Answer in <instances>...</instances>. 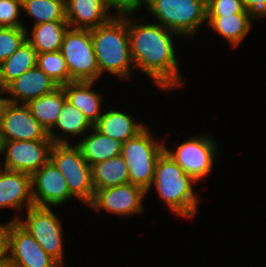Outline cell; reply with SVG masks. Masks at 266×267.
Instances as JSON below:
<instances>
[{
  "mask_svg": "<svg viewBox=\"0 0 266 267\" xmlns=\"http://www.w3.org/2000/svg\"><path fill=\"white\" fill-rule=\"evenodd\" d=\"M135 12L137 10L128 11V34L135 70L147 75L161 92L182 88L187 78L179 68L180 58L177 59L175 39L180 35L154 21L146 22L142 16L136 17Z\"/></svg>",
  "mask_w": 266,
  "mask_h": 267,
  "instance_id": "cell-1",
  "label": "cell"
},
{
  "mask_svg": "<svg viewBox=\"0 0 266 267\" xmlns=\"http://www.w3.org/2000/svg\"><path fill=\"white\" fill-rule=\"evenodd\" d=\"M90 31L100 80L108 74L120 81H134L132 74L135 65L129 42L128 11L116 12L106 23Z\"/></svg>",
  "mask_w": 266,
  "mask_h": 267,
  "instance_id": "cell-2",
  "label": "cell"
},
{
  "mask_svg": "<svg viewBox=\"0 0 266 267\" xmlns=\"http://www.w3.org/2000/svg\"><path fill=\"white\" fill-rule=\"evenodd\" d=\"M197 185L198 182L164 152L157 161L153 183L147 195L154 188L156 195L171 214L191 220L202 204V198L195 190Z\"/></svg>",
  "mask_w": 266,
  "mask_h": 267,
  "instance_id": "cell-3",
  "label": "cell"
},
{
  "mask_svg": "<svg viewBox=\"0 0 266 267\" xmlns=\"http://www.w3.org/2000/svg\"><path fill=\"white\" fill-rule=\"evenodd\" d=\"M206 7V0H140L137 11L145 8L148 12L145 15L153 16L155 23L189 41L199 33L202 25L206 27Z\"/></svg>",
  "mask_w": 266,
  "mask_h": 267,
  "instance_id": "cell-4",
  "label": "cell"
},
{
  "mask_svg": "<svg viewBox=\"0 0 266 267\" xmlns=\"http://www.w3.org/2000/svg\"><path fill=\"white\" fill-rule=\"evenodd\" d=\"M153 132L148 125L137 136L124 142L121 151V156L128 168L129 182L143 188L146 192L153 183L156 164L165 152L164 141L167 140L157 139Z\"/></svg>",
  "mask_w": 266,
  "mask_h": 267,
  "instance_id": "cell-5",
  "label": "cell"
},
{
  "mask_svg": "<svg viewBox=\"0 0 266 267\" xmlns=\"http://www.w3.org/2000/svg\"><path fill=\"white\" fill-rule=\"evenodd\" d=\"M189 139L177 143L174 147L167 146L165 143V153L173 159L183 171L191 176L198 184L204 179L209 178L219 161L220 148L218 142L212 138L211 134L200 133L188 137ZM170 147V148H169ZM214 166V167H213ZM200 182V183H199Z\"/></svg>",
  "mask_w": 266,
  "mask_h": 267,
  "instance_id": "cell-6",
  "label": "cell"
},
{
  "mask_svg": "<svg viewBox=\"0 0 266 267\" xmlns=\"http://www.w3.org/2000/svg\"><path fill=\"white\" fill-rule=\"evenodd\" d=\"M56 209L32 206L25 211L26 215L21 214L17 222L33 236L48 255L64 267L65 227L62 225V217L55 212Z\"/></svg>",
  "mask_w": 266,
  "mask_h": 267,
  "instance_id": "cell-7",
  "label": "cell"
},
{
  "mask_svg": "<svg viewBox=\"0 0 266 267\" xmlns=\"http://www.w3.org/2000/svg\"><path fill=\"white\" fill-rule=\"evenodd\" d=\"M50 161L67 182L70 195L88 206L94 196L91 166L76 144H53Z\"/></svg>",
  "mask_w": 266,
  "mask_h": 267,
  "instance_id": "cell-8",
  "label": "cell"
},
{
  "mask_svg": "<svg viewBox=\"0 0 266 267\" xmlns=\"http://www.w3.org/2000/svg\"><path fill=\"white\" fill-rule=\"evenodd\" d=\"M60 52L73 81H99L100 70L88 29L70 28L66 31Z\"/></svg>",
  "mask_w": 266,
  "mask_h": 267,
  "instance_id": "cell-9",
  "label": "cell"
},
{
  "mask_svg": "<svg viewBox=\"0 0 266 267\" xmlns=\"http://www.w3.org/2000/svg\"><path fill=\"white\" fill-rule=\"evenodd\" d=\"M147 192L130 182L119 186L99 189L94 192L89 210L97 214L106 211L107 215H116L120 218H130L145 214L144 201Z\"/></svg>",
  "mask_w": 266,
  "mask_h": 267,
  "instance_id": "cell-10",
  "label": "cell"
},
{
  "mask_svg": "<svg viewBox=\"0 0 266 267\" xmlns=\"http://www.w3.org/2000/svg\"><path fill=\"white\" fill-rule=\"evenodd\" d=\"M6 258L10 267H62L17 221H6Z\"/></svg>",
  "mask_w": 266,
  "mask_h": 267,
  "instance_id": "cell-11",
  "label": "cell"
},
{
  "mask_svg": "<svg viewBox=\"0 0 266 267\" xmlns=\"http://www.w3.org/2000/svg\"><path fill=\"white\" fill-rule=\"evenodd\" d=\"M0 144L2 168L32 175L50 160V150L54 143L52 140H31Z\"/></svg>",
  "mask_w": 266,
  "mask_h": 267,
  "instance_id": "cell-12",
  "label": "cell"
},
{
  "mask_svg": "<svg viewBox=\"0 0 266 267\" xmlns=\"http://www.w3.org/2000/svg\"><path fill=\"white\" fill-rule=\"evenodd\" d=\"M52 140L26 104L8 102L0 124V142Z\"/></svg>",
  "mask_w": 266,
  "mask_h": 267,
  "instance_id": "cell-13",
  "label": "cell"
},
{
  "mask_svg": "<svg viewBox=\"0 0 266 267\" xmlns=\"http://www.w3.org/2000/svg\"><path fill=\"white\" fill-rule=\"evenodd\" d=\"M31 185L34 206L57 208L74 200L66 180L50 160L31 175Z\"/></svg>",
  "mask_w": 266,
  "mask_h": 267,
  "instance_id": "cell-14",
  "label": "cell"
},
{
  "mask_svg": "<svg viewBox=\"0 0 266 267\" xmlns=\"http://www.w3.org/2000/svg\"><path fill=\"white\" fill-rule=\"evenodd\" d=\"M34 206L31 175L0 168V209L16 211L9 221H17L22 212ZM23 210V211H22Z\"/></svg>",
  "mask_w": 266,
  "mask_h": 267,
  "instance_id": "cell-15",
  "label": "cell"
},
{
  "mask_svg": "<svg viewBox=\"0 0 266 267\" xmlns=\"http://www.w3.org/2000/svg\"><path fill=\"white\" fill-rule=\"evenodd\" d=\"M60 86L37 66L12 81L5 89L11 103L27 104L40 96L54 92Z\"/></svg>",
  "mask_w": 266,
  "mask_h": 267,
  "instance_id": "cell-16",
  "label": "cell"
},
{
  "mask_svg": "<svg viewBox=\"0 0 266 267\" xmlns=\"http://www.w3.org/2000/svg\"><path fill=\"white\" fill-rule=\"evenodd\" d=\"M116 12L106 0H66V19L69 27L74 29H94Z\"/></svg>",
  "mask_w": 266,
  "mask_h": 267,
  "instance_id": "cell-17",
  "label": "cell"
},
{
  "mask_svg": "<svg viewBox=\"0 0 266 267\" xmlns=\"http://www.w3.org/2000/svg\"><path fill=\"white\" fill-rule=\"evenodd\" d=\"M134 117L132 113L123 111L122 107L118 106L117 109L115 106L110 109L107 107L93 127L101 134L124 143L148 126L144 121H137Z\"/></svg>",
  "mask_w": 266,
  "mask_h": 267,
  "instance_id": "cell-18",
  "label": "cell"
},
{
  "mask_svg": "<svg viewBox=\"0 0 266 267\" xmlns=\"http://www.w3.org/2000/svg\"><path fill=\"white\" fill-rule=\"evenodd\" d=\"M98 83V81L97 83L96 81H73L61 86L67 101L82 111L92 125L99 120L106 107L103 94L95 89Z\"/></svg>",
  "mask_w": 266,
  "mask_h": 267,
  "instance_id": "cell-19",
  "label": "cell"
},
{
  "mask_svg": "<svg viewBox=\"0 0 266 267\" xmlns=\"http://www.w3.org/2000/svg\"><path fill=\"white\" fill-rule=\"evenodd\" d=\"M92 128L93 125L82 111L66 100L56 124L48 135L54 144H76Z\"/></svg>",
  "mask_w": 266,
  "mask_h": 267,
  "instance_id": "cell-20",
  "label": "cell"
},
{
  "mask_svg": "<svg viewBox=\"0 0 266 267\" xmlns=\"http://www.w3.org/2000/svg\"><path fill=\"white\" fill-rule=\"evenodd\" d=\"M255 23L248 13H235L231 15H207V25L218 37L228 42L230 48L242 45Z\"/></svg>",
  "mask_w": 266,
  "mask_h": 267,
  "instance_id": "cell-21",
  "label": "cell"
},
{
  "mask_svg": "<svg viewBox=\"0 0 266 267\" xmlns=\"http://www.w3.org/2000/svg\"><path fill=\"white\" fill-rule=\"evenodd\" d=\"M122 144L101 134L94 127L76 143L90 166L121 155Z\"/></svg>",
  "mask_w": 266,
  "mask_h": 267,
  "instance_id": "cell-22",
  "label": "cell"
},
{
  "mask_svg": "<svg viewBox=\"0 0 266 267\" xmlns=\"http://www.w3.org/2000/svg\"><path fill=\"white\" fill-rule=\"evenodd\" d=\"M26 40L38 54L55 52L61 49L64 35L69 29L67 21H50L25 27Z\"/></svg>",
  "mask_w": 266,
  "mask_h": 267,
  "instance_id": "cell-23",
  "label": "cell"
},
{
  "mask_svg": "<svg viewBox=\"0 0 266 267\" xmlns=\"http://www.w3.org/2000/svg\"><path fill=\"white\" fill-rule=\"evenodd\" d=\"M38 53L25 40L20 47L0 64V88L5 89L17 77L37 66Z\"/></svg>",
  "mask_w": 266,
  "mask_h": 267,
  "instance_id": "cell-24",
  "label": "cell"
},
{
  "mask_svg": "<svg viewBox=\"0 0 266 267\" xmlns=\"http://www.w3.org/2000/svg\"><path fill=\"white\" fill-rule=\"evenodd\" d=\"M94 190L129 183L128 168L122 156H116L91 166Z\"/></svg>",
  "mask_w": 266,
  "mask_h": 267,
  "instance_id": "cell-25",
  "label": "cell"
},
{
  "mask_svg": "<svg viewBox=\"0 0 266 267\" xmlns=\"http://www.w3.org/2000/svg\"><path fill=\"white\" fill-rule=\"evenodd\" d=\"M66 100L63 88L59 87L52 93L29 101L26 105L29 107L32 115L49 132L56 124Z\"/></svg>",
  "mask_w": 266,
  "mask_h": 267,
  "instance_id": "cell-26",
  "label": "cell"
},
{
  "mask_svg": "<svg viewBox=\"0 0 266 267\" xmlns=\"http://www.w3.org/2000/svg\"><path fill=\"white\" fill-rule=\"evenodd\" d=\"M22 13L38 25L50 21H67L65 0H22Z\"/></svg>",
  "mask_w": 266,
  "mask_h": 267,
  "instance_id": "cell-27",
  "label": "cell"
},
{
  "mask_svg": "<svg viewBox=\"0 0 266 267\" xmlns=\"http://www.w3.org/2000/svg\"><path fill=\"white\" fill-rule=\"evenodd\" d=\"M37 67L60 87L70 83L69 70L60 50L38 54Z\"/></svg>",
  "mask_w": 266,
  "mask_h": 267,
  "instance_id": "cell-28",
  "label": "cell"
},
{
  "mask_svg": "<svg viewBox=\"0 0 266 267\" xmlns=\"http://www.w3.org/2000/svg\"><path fill=\"white\" fill-rule=\"evenodd\" d=\"M26 40L24 27H0V64Z\"/></svg>",
  "mask_w": 266,
  "mask_h": 267,
  "instance_id": "cell-29",
  "label": "cell"
},
{
  "mask_svg": "<svg viewBox=\"0 0 266 267\" xmlns=\"http://www.w3.org/2000/svg\"><path fill=\"white\" fill-rule=\"evenodd\" d=\"M21 14L22 0H0V27H27Z\"/></svg>",
  "mask_w": 266,
  "mask_h": 267,
  "instance_id": "cell-30",
  "label": "cell"
},
{
  "mask_svg": "<svg viewBox=\"0 0 266 267\" xmlns=\"http://www.w3.org/2000/svg\"><path fill=\"white\" fill-rule=\"evenodd\" d=\"M207 15H231L235 13H248L242 0H206Z\"/></svg>",
  "mask_w": 266,
  "mask_h": 267,
  "instance_id": "cell-31",
  "label": "cell"
},
{
  "mask_svg": "<svg viewBox=\"0 0 266 267\" xmlns=\"http://www.w3.org/2000/svg\"><path fill=\"white\" fill-rule=\"evenodd\" d=\"M242 2L244 9L254 23L266 19V0H242Z\"/></svg>",
  "mask_w": 266,
  "mask_h": 267,
  "instance_id": "cell-32",
  "label": "cell"
},
{
  "mask_svg": "<svg viewBox=\"0 0 266 267\" xmlns=\"http://www.w3.org/2000/svg\"><path fill=\"white\" fill-rule=\"evenodd\" d=\"M117 12L138 10L140 0H106Z\"/></svg>",
  "mask_w": 266,
  "mask_h": 267,
  "instance_id": "cell-33",
  "label": "cell"
},
{
  "mask_svg": "<svg viewBox=\"0 0 266 267\" xmlns=\"http://www.w3.org/2000/svg\"><path fill=\"white\" fill-rule=\"evenodd\" d=\"M6 257V221L0 223V260Z\"/></svg>",
  "mask_w": 266,
  "mask_h": 267,
  "instance_id": "cell-34",
  "label": "cell"
},
{
  "mask_svg": "<svg viewBox=\"0 0 266 267\" xmlns=\"http://www.w3.org/2000/svg\"><path fill=\"white\" fill-rule=\"evenodd\" d=\"M8 102L9 100L7 99L5 91L0 88V124H1V119L3 117V112Z\"/></svg>",
  "mask_w": 266,
  "mask_h": 267,
  "instance_id": "cell-35",
  "label": "cell"
},
{
  "mask_svg": "<svg viewBox=\"0 0 266 267\" xmlns=\"http://www.w3.org/2000/svg\"><path fill=\"white\" fill-rule=\"evenodd\" d=\"M0 267H10V264H9L6 257L4 259L0 260Z\"/></svg>",
  "mask_w": 266,
  "mask_h": 267,
  "instance_id": "cell-36",
  "label": "cell"
}]
</instances>
